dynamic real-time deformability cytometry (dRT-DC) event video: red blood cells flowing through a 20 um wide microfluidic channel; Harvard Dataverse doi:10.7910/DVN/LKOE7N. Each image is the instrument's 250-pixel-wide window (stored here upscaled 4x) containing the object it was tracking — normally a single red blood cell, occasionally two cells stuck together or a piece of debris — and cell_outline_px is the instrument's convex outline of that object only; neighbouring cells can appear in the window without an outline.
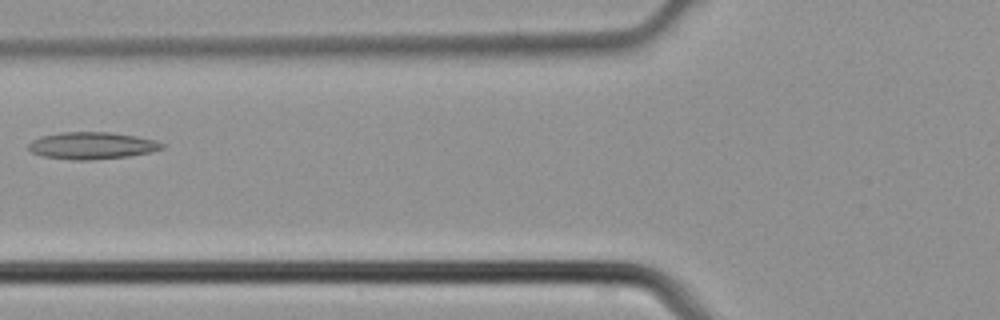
{"species": "common noctule bat (a hibernating species)", "species_latin": "Nyctalus noctula", "temperature_condition": "cold", "stored_images_in_passage": 3, "camera_frame_rate_fps": 3000, "um_per_image_px": 0.085, "animal": {"sex": "male", "body_mass_g": 21.5, "forearm_length_mm": 52.0}, "frame": {"image": 1, "passage_image": 3, "time_ms": 0.667, "image_size_px": [1000, 320], "cell_outline_px": [[164, 148], [148, 152], [128, 156], [92, 160], [76, 160], [44, 156], [32, 152], [28, 148], [28, 144], [32, 140], [40, 136], [60, 132], [112, 132], [136, 136], [156, 140], [164, 144]], "centroid_in_image_um": [7.81, 12.36], "position_along_channel_um": 118.0, "area_um2": 20.98}}